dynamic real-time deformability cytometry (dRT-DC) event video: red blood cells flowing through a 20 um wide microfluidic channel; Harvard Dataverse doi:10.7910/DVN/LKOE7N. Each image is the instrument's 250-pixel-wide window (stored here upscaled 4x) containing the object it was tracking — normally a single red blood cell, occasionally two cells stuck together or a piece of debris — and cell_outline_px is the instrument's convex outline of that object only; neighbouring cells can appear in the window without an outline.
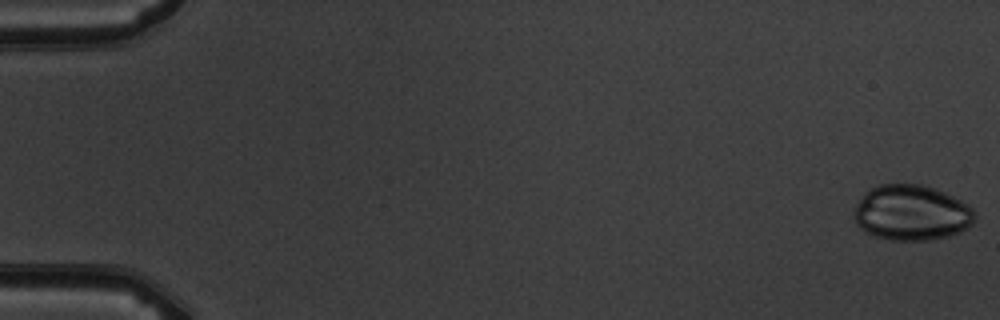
{"species": "common noctule bat (a hibernating species)", "species_latin": "Nyctalus noctula", "temperature_condition": "warm", "stored_images_in_passage": 5, "camera_frame_rate_fps": 3000, "um_per_image_px": 0.085, "animal": {"sex": "male", "body_mass_g": 19.5, "forearm_length_mm": 54.6}, "frame": {"image": 1, "passage_image": 1, "time_ms": 0.0, "image_size_px": [1000, 320], "cell_outline_px": [[976, 216], [972, 224], [968, 228], [960, 232], [948, 236], [932, 240], [888, 240], [876, 236], [860, 228], [856, 224], [852, 212], [856, 204], [864, 192], [880, 184], [920, 184], [944, 192], [968, 204], [972, 208]], "centroid_in_image_um": [77.47, 18.09], "position_along_channel_um": 7.5, "area_um2": 39.19}}